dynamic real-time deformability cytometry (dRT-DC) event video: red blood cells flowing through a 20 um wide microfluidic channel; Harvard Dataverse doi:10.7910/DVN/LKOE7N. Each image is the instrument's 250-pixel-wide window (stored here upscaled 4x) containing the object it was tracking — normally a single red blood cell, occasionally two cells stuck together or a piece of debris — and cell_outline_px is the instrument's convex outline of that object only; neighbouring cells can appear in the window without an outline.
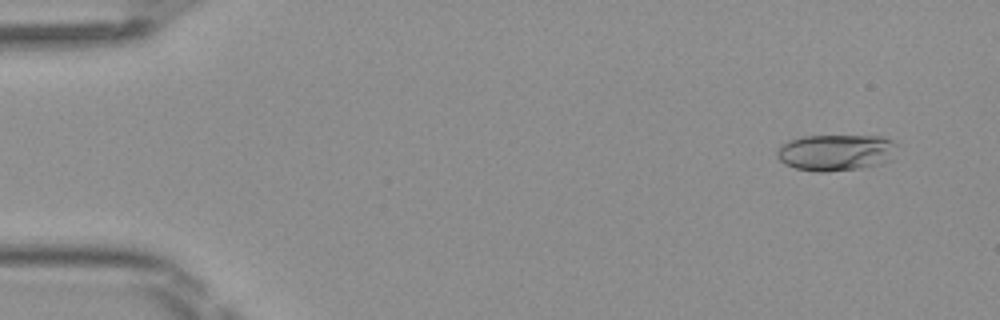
{"species": "Egyptian fruit bat (a non-hibernating species)", "species_latin": "Rousettus aegyptiacus", "temperature_condition": "room temperature", "stored_images_in_passage": 50, "camera_frame_rate_fps": 3000, "um_per_image_px": 0.085, "frame": {"image": 1, "passage_image": 4, "time_ms": 1.0, "image_size_px": [1000, 320], "cell_outline_px": [[900, 144], [892, 160], [880, 164], [860, 168], [828, 172], [816, 172], [796, 168], [784, 164], [776, 156], [776, 152], [788, 140], [804, 136], [880, 136], [892, 140]], "centroid_in_image_um": [71.11, 12.96], "position_along_channel_um": 13.9, "area_um2": 25.78}}
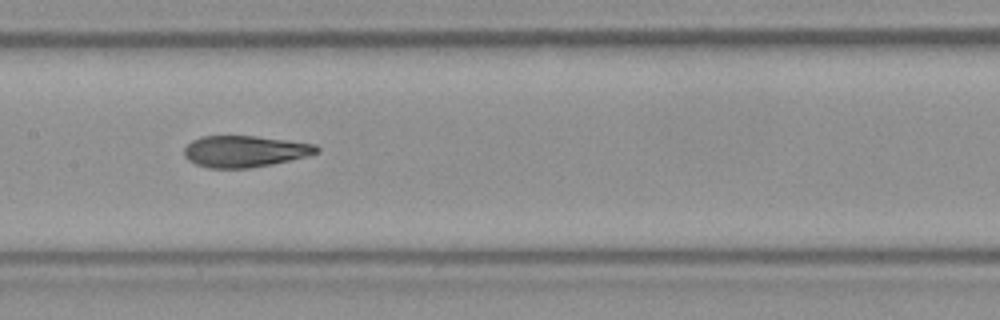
{"frame": {"image": 2, "passage_image": 25, "time_ms": 8.0, "image_size_px": [1000, 320], "cell_outline_px": [[320, 152], [308, 156], [272, 164], [248, 168], [208, 168], [196, 164], [188, 160], [184, 156], [184, 148], [192, 140], [200, 136], [256, 136], [288, 140], [316, 144], [320, 148]], "centroid_in_image_um": [20.82, 12.86], "position_along_channel_um": 186.6, "area_um2": 24.45}}
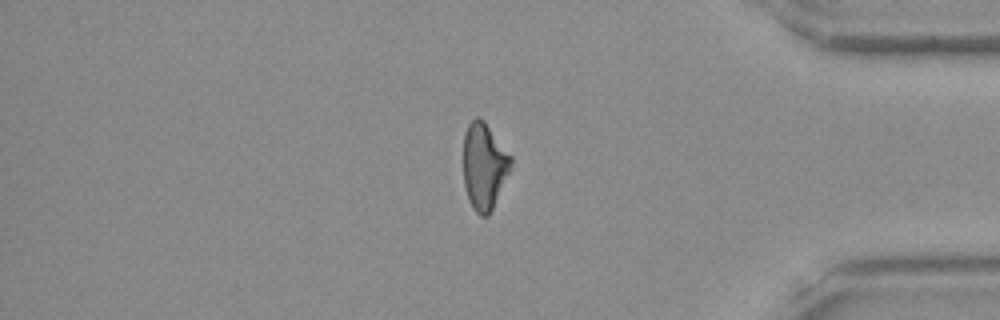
{"frame": {"image": 3, "passage_image": 42, "time_ms": 13.667, "image_size_px": [1000, 320], "cell_outline_px": [[512, 164], [492, 208], [488, 216], [480, 216], [472, 208], [468, 200], [464, 184], [464, 132], [468, 124], [476, 116], [480, 116], [484, 120], [512, 156]], "centroid_in_image_um": [41.14, 14.09], "position_along_channel_um": 394.1, "area_um2": 23.87}, "authors_computed_cell_mechanics": {"area_um2": 24.7095, "velocity_mm_per_s": 4.1152, "shape_relaxation_time_tau1_ms": null, "shape_relaxation_time_tau2_ms": 1.8107, "deformation_change_tau1": null, "deformation_change_tau2": 0.0863}}